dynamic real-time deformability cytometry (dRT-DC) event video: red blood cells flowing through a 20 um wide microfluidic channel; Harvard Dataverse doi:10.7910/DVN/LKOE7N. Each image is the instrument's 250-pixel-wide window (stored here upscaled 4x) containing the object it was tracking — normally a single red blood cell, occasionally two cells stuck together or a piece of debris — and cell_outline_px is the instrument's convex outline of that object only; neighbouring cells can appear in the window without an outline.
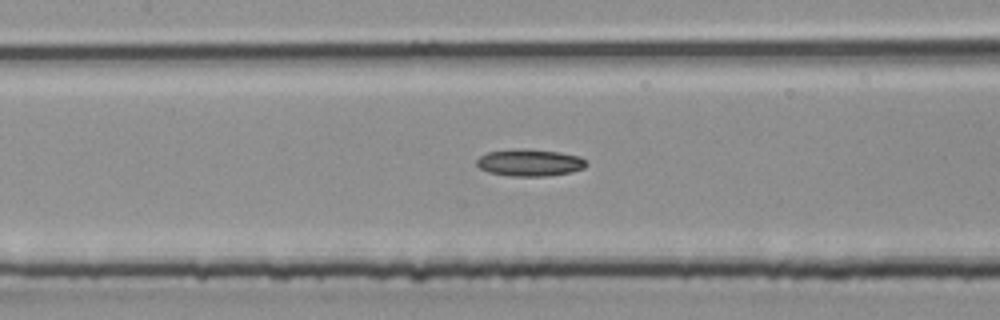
{"species": "common noctule bat (a hibernating species)", "species_latin": "Nyctalus noctula", "temperature_condition": "room temperature", "stored_images_in_passage": 17, "camera_frame_rate_fps": 3000, "um_per_image_px": 0.085, "animal": {"sex": "male", "body_mass_g": 20.4}, "frame": {"image": 1, "passage_image": 6, "time_ms": 1.667, "image_size_px": [1000, 320], "cell_outline_px": [[588, 164], [584, 168], [572, 172], [548, 176], [512, 176], [488, 172], [480, 168], [476, 164], [476, 160], [480, 156], [488, 152], [512, 148], [524, 148], [560, 152], [580, 156]], "centroid_in_image_um": [45.03, 13.81], "position_along_channel_um": 162.4, "area_um2": 17.46}}
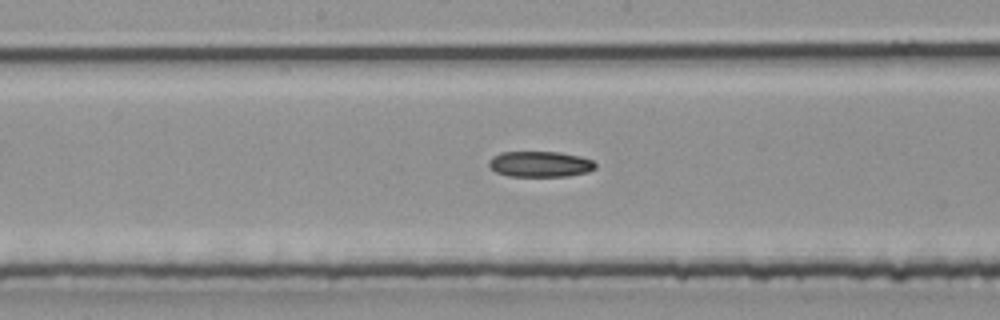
{"frame": {"image": 2, "passage_image": 8, "time_ms": 2.333, "image_size_px": [1000, 320], "cell_outline_px": [[596, 168], [588, 172], [568, 176], [508, 176], [496, 172], [488, 164], [488, 160], [492, 156], [500, 152], [560, 152], [580, 156], [592, 160], [596, 164]], "centroid_in_image_um": [45.91, 13.94], "position_along_channel_um": 202.3, "area_um2": 16.07}}